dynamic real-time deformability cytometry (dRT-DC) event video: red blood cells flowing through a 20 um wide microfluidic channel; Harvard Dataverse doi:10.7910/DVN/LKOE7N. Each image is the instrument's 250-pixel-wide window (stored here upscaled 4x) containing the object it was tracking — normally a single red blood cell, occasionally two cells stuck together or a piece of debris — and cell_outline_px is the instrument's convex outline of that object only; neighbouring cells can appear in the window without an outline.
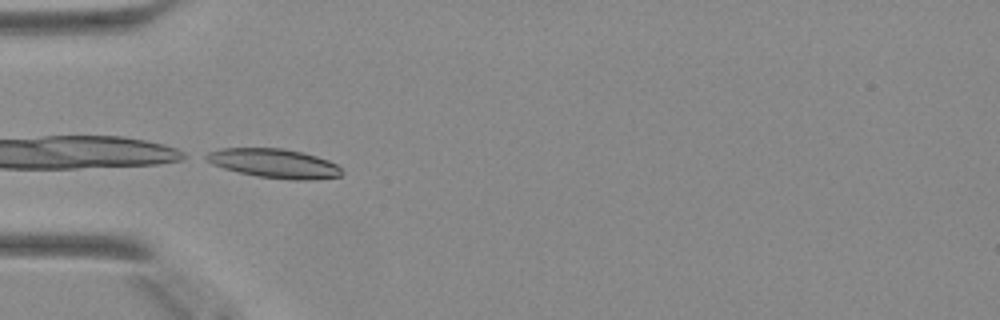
{"species": "Egyptian fruit bat (a non-hibernating species)", "species_latin": "Rousettus aegyptiacus", "temperature_condition": "warm", "stored_images_in_passage": 19, "camera_frame_rate_fps": 3000, "um_per_image_px": 0.085, "animal": {"sex": "female"}, "frame": {"image": 1, "passage_image": 1, "time_ms": 0.0, "image_size_px": [1000, 320], "cell_outline_px": [[344, 172], [340, 176], [316, 180], [292, 180], [256, 176], [224, 168], [212, 164], [200, 156], [208, 152], [224, 148], [280, 148], [300, 152], [316, 156], [328, 160], [336, 164]], "centroid_in_image_um": [23.3, 13.89], "position_along_channel_um": 61.7, "area_um2": 23.06}}
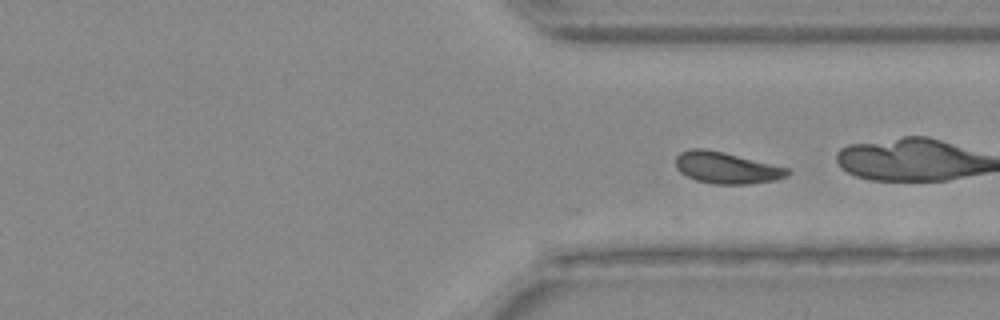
{"frame": {"image": 2, "passage_image": 19, "time_ms": 6.0, "image_size_px": [1000, 320], "cell_outline_px": [[792, 172], [788, 176], [776, 180], [748, 184], [712, 184], [696, 180], [680, 172], [676, 168], [676, 156], [680, 152], [692, 148], [704, 148], [772, 164], [788, 168]], "centroid_in_image_um": [61.75, 14.27], "position_along_channel_um": 349.7, "area_um2": 20.4}}